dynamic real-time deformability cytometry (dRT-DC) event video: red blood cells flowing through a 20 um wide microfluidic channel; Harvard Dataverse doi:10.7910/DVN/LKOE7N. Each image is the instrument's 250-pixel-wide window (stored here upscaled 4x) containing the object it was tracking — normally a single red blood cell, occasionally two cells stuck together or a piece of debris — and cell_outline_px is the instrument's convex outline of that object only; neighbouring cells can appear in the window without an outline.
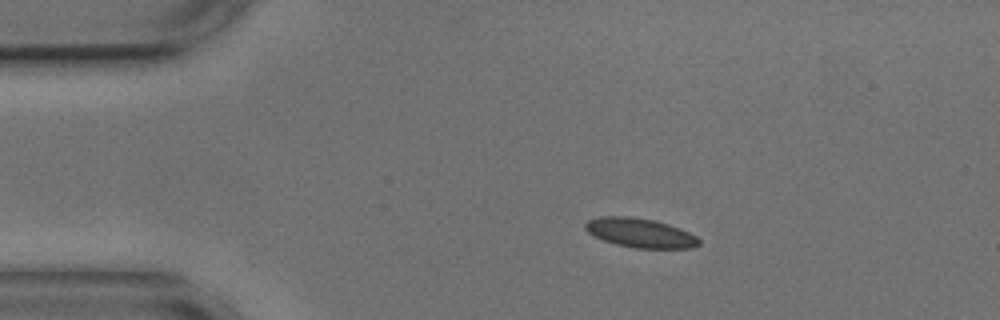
{"species": "common noctule bat (a hibernating species)", "species_latin": "Nyctalus noctula", "temperature_condition": "cold", "stored_images_in_passage": 47, "camera_frame_rate_fps": 3000, "um_per_image_px": 0.085, "animal": {"sex": "male", "body_mass_g": 17.9, "forearm_length_mm": 54.2}, "frame": {"image": 1, "passage_image": 1, "time_ms": 0.0, "image_size_px": [1000, 320], "cell_outline_px": [[700, 244], [692, 248], [636, 248], [616, 244], [604, 240], [588, 232], [584, 228], [584, 224], [588, 220], [600, 216], [628, 216], [652, 220], [668, 224], [680, 228], [696, 236], [700, 240]], "centroid_in_image_um": [54.42, 19.79], "position_along_channel_um": 30.6, "area_um2": 19.25}}
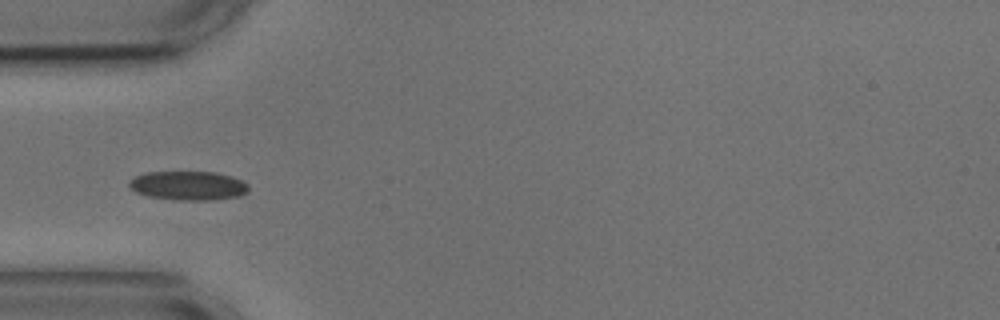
{"frame": {"image": 2, "passage_image": 8, "time_ms": 2.333, "image_size_px": [1000, 320], "cell_outline_px": [[248, 192], [240, 196], [212, 200], [176, 200], [148, 196], [136, 192], [128, 184], [136, 176], [148, 172], [212, 172], [228, 176], [240, 180], [248, 184]], "centroid_in_image_um": [16.02, 15.79], "position_along_channel_um": 69.0, "area_um2": 19.94}}
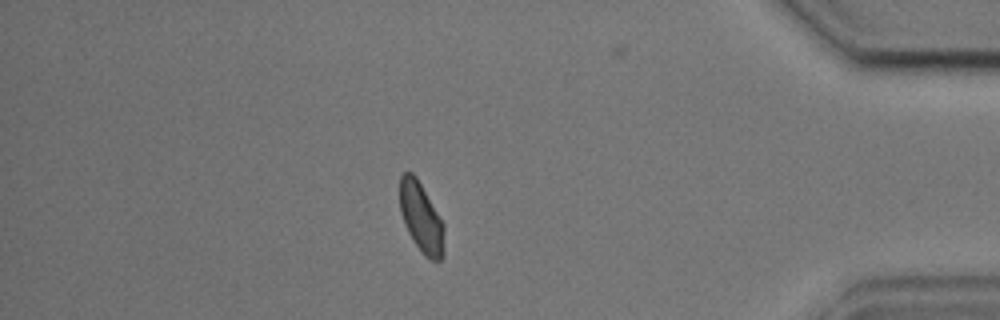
{"frame": {"image": 3, "passage_image": 39, "time_ms": 12.667, "image_size_px": [1000, 320], "cell_outline_px": [[444, 248], [440, 260], [428, 260], [424, 256], [412, 240], [404, 224], [400, 212], [400, 176], [404, 172], [412, 172], [416, 176], [444, 224]], "centroid_in_image_um": [35.79, 18.51], "position_along_channel_um": 399.4, "area_um2": 18.09}, "authors_computed_cell_mechanics": {"area_um2": 18.9006, "velocity_mm_per_s": 3.5729, "shape_relaxation_time_tau1_ms": 2.5788, "shape_relaxation_time_tau2_ms": 2.7291, "deformation_change_tau1": 0.0783, "deformation_change_tau2": 0.0569}}